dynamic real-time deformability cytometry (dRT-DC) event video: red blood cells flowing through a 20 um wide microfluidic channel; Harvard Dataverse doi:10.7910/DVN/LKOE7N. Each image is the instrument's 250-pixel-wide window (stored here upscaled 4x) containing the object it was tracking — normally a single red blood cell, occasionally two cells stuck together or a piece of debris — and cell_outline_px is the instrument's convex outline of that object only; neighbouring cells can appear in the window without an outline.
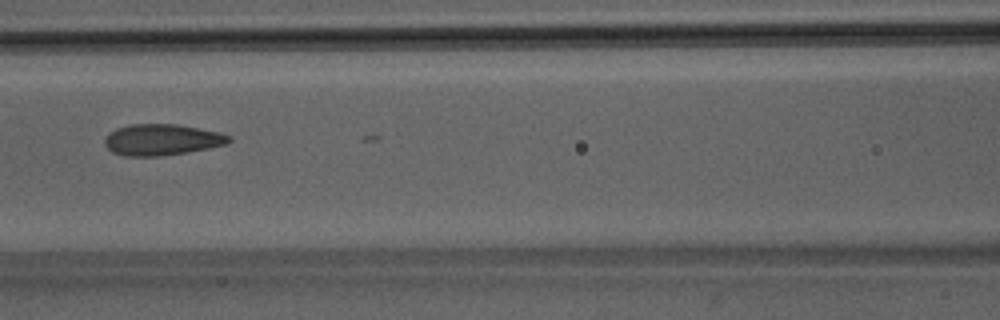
{"species": "Egyptian fruit bat (a non-hibernating species)", "species_latin": "Rousettus aegyptiacus", "temperature_condition": "room temperature", "stored_images_in_passage": 7, "camera_frame_rate_fps": 3000, "um_per_image_px": 0.085, "animal": {"sex": "male"}, "frame": {"image": 1, "passage_image": 7, "time_ms": 6.667, "image_size_px": [1000, 320], "cell_outline_px": [[232, 140], [224, 144], [208, 148], [160, 156], [124, 156], [112, 152], [104, 144], [104, 140], [116, 128], [132, 124], [176, 124], [220, 132], [232, 136]], "centroid_in_image_um": [13.76, 11.87], "position_along_channel_um": 152.8, "area_um2": 22.37}}